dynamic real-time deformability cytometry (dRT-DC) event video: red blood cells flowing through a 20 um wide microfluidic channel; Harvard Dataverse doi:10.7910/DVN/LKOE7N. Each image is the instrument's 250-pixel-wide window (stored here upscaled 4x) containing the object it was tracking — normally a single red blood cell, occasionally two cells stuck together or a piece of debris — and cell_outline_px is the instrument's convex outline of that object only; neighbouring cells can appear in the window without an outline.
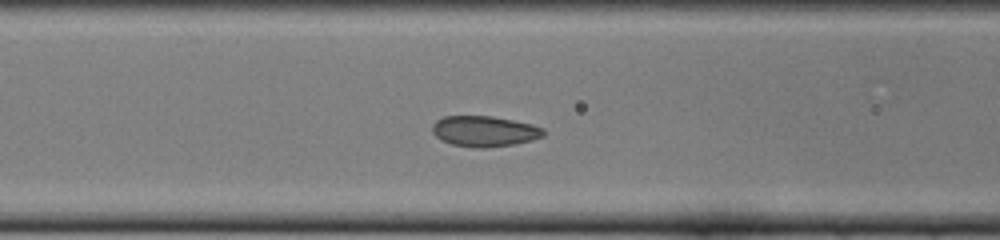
{"species": "common noctule bat (a hibernating species)", "species_latin": "Nyctalus noctula", "temperature_condition": "cold", "stored_images_in_passage": 37, "camera_frame_rate_fps": 3000, "um_per_image_px": 0.085, "animal": {"sex": "female", "body_mass_g": 22.0, "forearm_length_mm": 56.7}, "frame": {"image": 1, "passage_image": 5, "time_ms": 1.333, "image_size_px": [1000, 240], "cell_outline_px": [[544, 136], [532, 140], [516, 144], [484, 148], [480, 148], [452, 144], [440, 140], [432, 132], [432, 124], [436, 120], [444, 116], [492, 116], [532, 124], [544, 128]], "centroid_in_image_um": [41.17, 11.15], "position_along_channel_um": 125.4, "area_um2": 19.94}}
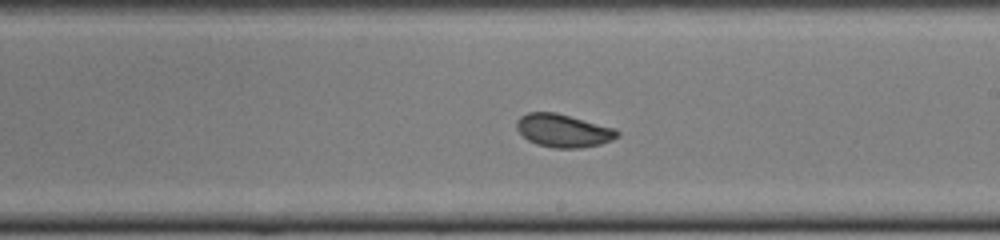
{"frame": {"image": 2, "passage_image": 14, "time_ms": 4.333, "image_size_px": [1000, 240], "cell_outline_px": [[620, 136], [612, 140], [600, 144], [580, 148], [552, 148], [536, 144], [528, 140], [516, 128], [516, 120], [520, 116], [528, 112], [556, 112], [616, 128], [620, 132]], "centroid_in_image_um": [47.89, 11.1], "position_along_channel_um": 241.1, "area_um2": 19.59}}
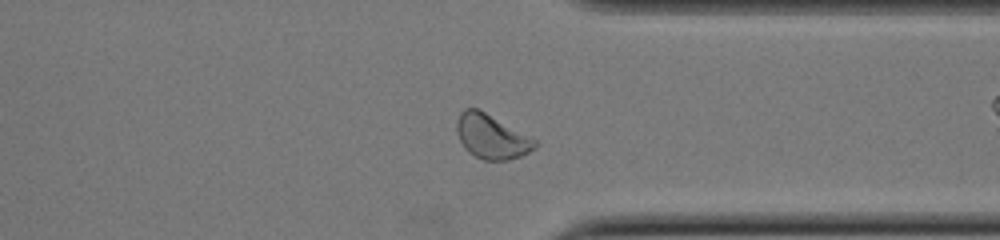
{"frame": {"image": 3, "passage_image": 24, "time_ms": 7.667, "image_size_px": [1000, 240], "cell_outline_px": [[536, 148], [520, 156], [508, 160], [484, 160], [468, 152], [464, 148], [456, 132], [456, 120], [460, 112], [464, 108], [476, 108], [484, 112], [536, 140]], "centroid_in_image_um": [41.73, 11.62], "position_along_channel_um": 369.7, "area_um2": 19.88}}